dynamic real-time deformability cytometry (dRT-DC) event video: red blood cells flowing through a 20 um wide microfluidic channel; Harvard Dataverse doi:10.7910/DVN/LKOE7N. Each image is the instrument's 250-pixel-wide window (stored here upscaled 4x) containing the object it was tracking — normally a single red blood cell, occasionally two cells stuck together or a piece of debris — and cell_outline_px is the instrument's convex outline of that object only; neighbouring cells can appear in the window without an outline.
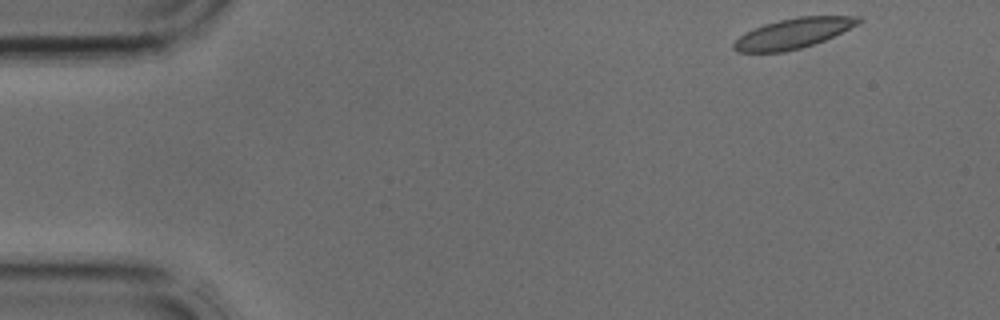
{"species": "common noctule bat (a hibernating species)", "species_latin": "Nyctalus noctula", "temperature_condition": "cold", "stored_images_in_passage": 2, "camera_frame_rate_fps": 3000, "um_per_image_px": 0.085, "animal": {"sex": "male", "body_mass_g": 17.9, "forearm_length_mm": 54.2}, "frame": {"image": 1, "passage_image": 1, "time_ms": 0.0, "image_size_px": [1000, 320], "cell_outline_px": [[864, 20], [860, 24], [824, 40], [800, 48], [784, 52], [736, 52], [732, 48], [732, 44], [744, 32], [764, 24], [780, 20], [800, 16], [860, 16]], "centroid_in_image_um": [67.43, 2.83], "position_along_channel_um": 17.6, "area_um2": 21.91}}